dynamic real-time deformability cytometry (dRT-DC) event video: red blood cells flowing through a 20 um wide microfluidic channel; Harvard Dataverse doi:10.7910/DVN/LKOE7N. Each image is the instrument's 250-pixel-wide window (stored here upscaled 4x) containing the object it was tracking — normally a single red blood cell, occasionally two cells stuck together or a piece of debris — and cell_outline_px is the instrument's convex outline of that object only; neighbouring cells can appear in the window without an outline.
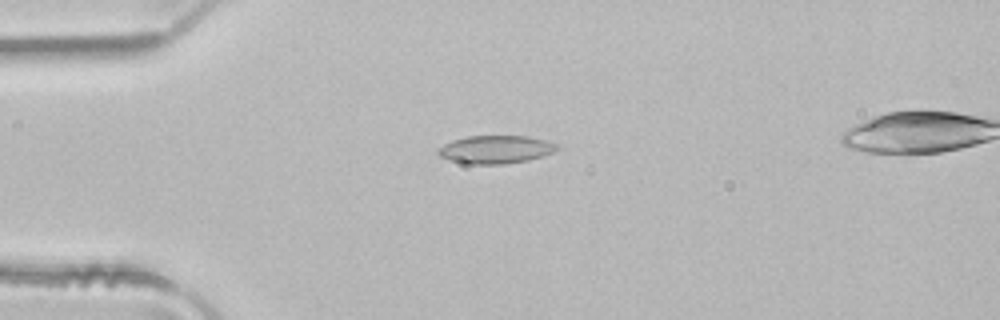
{"species": "common noctule bat (a hibernating species)", "species_latin": "Nyctalus noctula", "temperature_condition": "room temperature", "stored_images_in_passage": 4, "camera_frame_rate_fps": 3000, "um_per_image_px": 0.085, "animal": {"sex": "male", "body_mass_g": 21.5, "forearm_length_mm": 52.0}, "frame": {"image": 1, "passage_image": 3, "time_ms": 0.667, "image_size_px": [1000, 320], "cell_outline_px": [[560, 148], [552, 152], [528, 160], [504, 164], [468, 164], [448, 160], [440, 156], [436, 152], [444, 144], [452, 140], [468, 136], [528, 136], [544, 140], [556, 144]], "centroid_in_image_um": [42.09, 12.71], "position_along_channel_um": 42.9, "area_um2": 19.31}}